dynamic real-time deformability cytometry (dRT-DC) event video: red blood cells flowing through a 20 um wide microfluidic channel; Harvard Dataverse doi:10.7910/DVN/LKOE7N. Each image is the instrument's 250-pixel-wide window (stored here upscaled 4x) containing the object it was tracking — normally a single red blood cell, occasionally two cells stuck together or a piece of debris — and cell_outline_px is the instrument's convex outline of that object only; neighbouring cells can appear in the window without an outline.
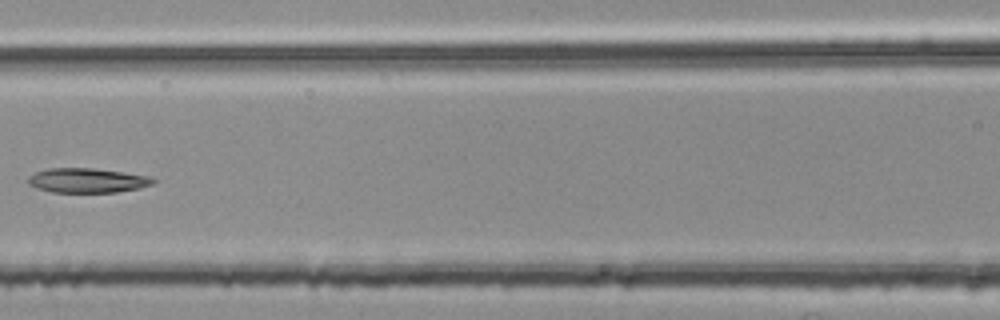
{"species": "common noctule bat (a hibernating species)", "species_latin": "Nyctalus noctula", "temperature_condition": "room temperature", "stored_images_in_passage": 5, "camera_frame_rate_fps": 3000, "um_per_image_px": 0.085, "animal": {"sex": "female", "body_mass_g": 25.1}, "frame": {"image": 1, "passage_image": 5, "time_ms": 1.333, "image_size_px": [1000, 320], "cell_outline_px": [[156, 180], [152, 184], [140, 188], [116, 192], [52, 192], [28, 184], [28, 176], [36, 172], [48, 168], [92, 168], [152, 176]], "centroid_in_image_um": [7.44, 15.33], "position_along_channel_um": 159.2, "area_um2": 17.8}}